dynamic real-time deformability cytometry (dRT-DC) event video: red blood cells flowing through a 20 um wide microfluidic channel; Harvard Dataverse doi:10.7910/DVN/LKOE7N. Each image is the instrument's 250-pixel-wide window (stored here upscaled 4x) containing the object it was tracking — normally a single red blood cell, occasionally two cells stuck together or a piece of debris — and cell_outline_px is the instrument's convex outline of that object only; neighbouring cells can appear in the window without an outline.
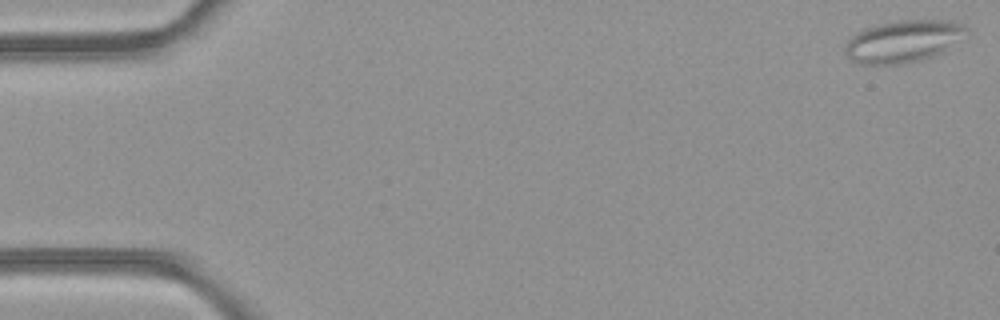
{"species": "common noctule bat (a hibernating species)", "species_latin": "Nyctalus noctula", "temperature_condition": "room temperature", "stored_images_in_passage": 49, "camera_frame_rate_fps": 3000, "um_per_image_px": 0.085, "animal": {"sex": "female", "body_mass_g": 21.9}, "frame": {"image": 1, "passage_image": 1, "time_ms": 0.0, "image_size_px": [1000, 320], "cell_outline_px": [[968, 28], [940, 52], [932, 56], [920, 60], [900, 64], [860, 64], [852, 60], [844, 52], [844, 48], [848, 40], [852, 36], [864, 28], [880, 24], [900, 20], [944, 20], [964, 24]], "centroid_in_image_um": [76.67, 3.51], "position_along_channel_um": 8.3, "area_um2": 28.9}}
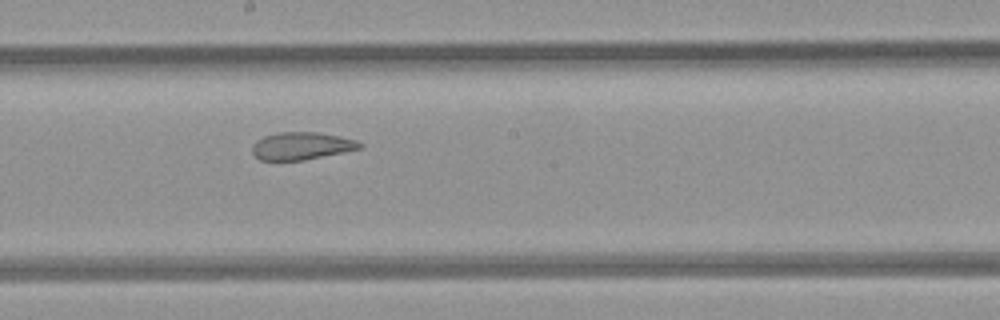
{"frame": {"image": 2, "passage_image": 27, "time_ms": 8.667, "image_size_px": [1000, 320], "cell_outline_px": [[364, 144], [360, 148], [344, 152], [304, 160], [260, 160], [252, 152], [252, 144], [256, 140], [264, 136], [280, 132], [316, 132], [340, 136], [356, 140]], "centroid_in_image_um": [25.62, 12.4], "position_along_channel_um": 222.6, "area_um2": 17.22}}
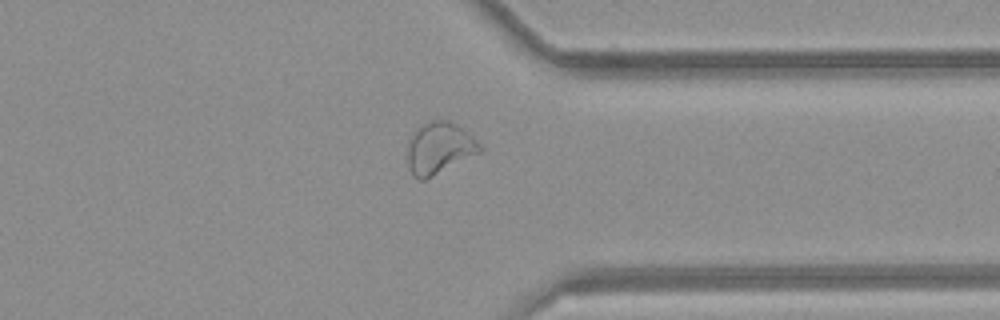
{"frame": {"image": 3, "passage_image": 38, "time_ms": 12.333, "image_size_px": [1000, 320], "cell_outline_px": [[484, 148], [480, 152], [424, 180], [420, 180], [412, 176], [408, 164], [408, 144], [412, 136], [420, 124], [428, 120], [448, 120], [456, 124], [472, 136]], "centroid_in_image_um": [37.33, 12.58], "position_along_channel_um": 374.1, "area_um2": 21.56}, "authors_computed_cell_mechanics": {"area_um2": 23.987, "velocity_mm_per_s": 4.2364, "shape_relaxation_time_tau1_ms": null, "shape_relaxation_time_tau2_ms": 1.5392, "deformation_change_tau1": null, "deformation_change_tau2": 0.0788}}